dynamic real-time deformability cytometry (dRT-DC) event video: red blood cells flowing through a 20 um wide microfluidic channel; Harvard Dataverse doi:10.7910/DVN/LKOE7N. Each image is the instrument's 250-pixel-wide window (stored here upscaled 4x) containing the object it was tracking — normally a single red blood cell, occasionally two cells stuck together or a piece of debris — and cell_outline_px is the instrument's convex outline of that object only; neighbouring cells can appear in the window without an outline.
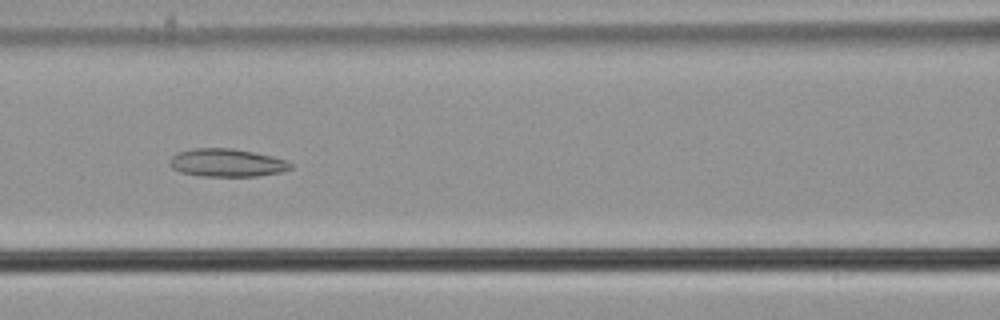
{"species": "common noctule bat (a hibernating species)", "species_latin": "Nyctalus noctula", "temperature_condition": "cold", "stored_images_in_passage": 57, "camera_frame_rate_fps": 3000, "um_per_image_px": 0.085, "animal": {"sex": "male", "body_mass_g": 21.5, "forearm_length_mm": 52.0}, "frame": {"image": 1, "passage_image": 26, "time_ms": 8.333, "image_size_px": [1000, 320], "cell_outline_px": [[292, 168], [284, 172], [256, 176], [200, 176], [180, 172], [172, 168], [168, 164], [168, 160], [176, 152], [192, 148], [232, 148], [272, 156], [284, 160], [292, 164]], "centroid_in_image_um": [19.24, 13.83], "position_along_channel_um": 147.4, "area_um2": 19.88}}
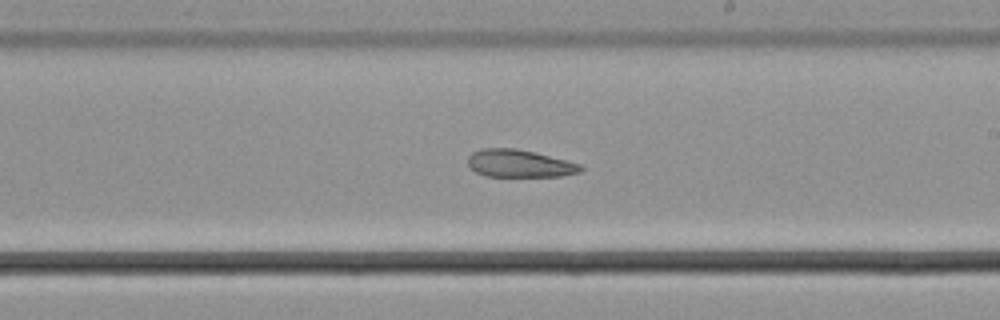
{"frame": {"image": 2, "passage_image": 34, "time_ms": 11.0, "image_size_px": [1000, 320], "cell_outline_px": [[584, 168], [580, 172], [560, 176], [484, 176], [468, 168], [468, 156], [472, 152], [480, 148], [512, 148], [532, 152], [580, 164]], "centroid_in_image_um": [44.08, 13.9], "position_along_channel_um": 244.9, "area_um2": 17.98}}
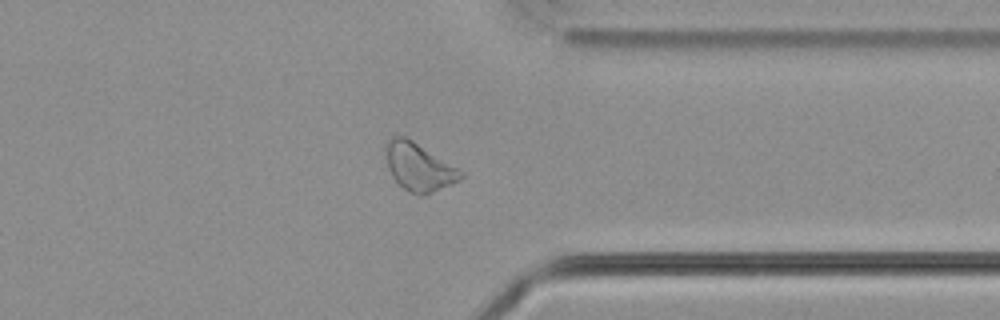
{"frame": {"image": 3, "passage_image": 45, "time_ms": 14.667, "image_size_px": [1000, 320], "cell_outline_px": [[464, 176], [460, 180], [424, 196], [416, 196], [408, 192], [392, 176], [388, 168], [384, 148], [384, 144], [392, 136], [404, 136], [412, 140], [464, 172]], "centroid_in_image_um": [35.58, 14.2], "position_along_channel_um": 375.8, "area_um2": 20.92}, "authors_computed_cell_mechanics": {"area_um2": 23.1778, "velocity_mm_per_s": 3.6663, "shape_relaxation_time_tau1_ms": null, "shape_relaxation_time_tau2_ms": 1.5546, "deformation_change_tau1": null, "deformation_change_tau2": 0.078}}